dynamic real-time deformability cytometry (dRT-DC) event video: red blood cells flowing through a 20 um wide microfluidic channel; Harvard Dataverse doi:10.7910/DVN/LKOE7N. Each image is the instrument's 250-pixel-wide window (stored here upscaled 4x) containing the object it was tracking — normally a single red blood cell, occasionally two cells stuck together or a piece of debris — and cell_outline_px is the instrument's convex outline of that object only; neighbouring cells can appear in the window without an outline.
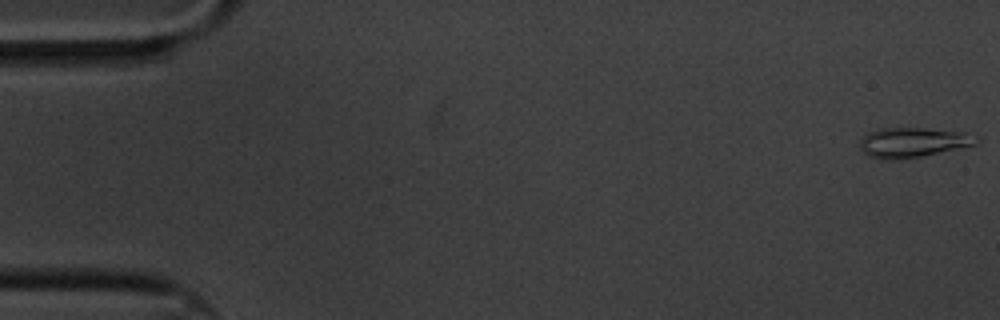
{"species": "common noctule bat (a hibernating species)", "species_latin": "Nyctalus noctula", "temperature_condition": "cold", "stored_images_in_passage": 18, "camera_frame_rate_fps": 3000, "um_per_image_px": 0.085, "animal": {"sex": "male", "body_mass_g": 20.1, "forearm_length_mm": 53.5}, "frame": {"image": 1, "passage_image": 1, "time_ms": 0.0, "image_size_px": [1000, 320], "cell_outline_px": [[980, 140], [976, 144], [920, 156], [892, 160], [880, 160], [868, 156], [860, 148], [860, 140], [868, 132], [880, 128], [924, 128], [964, 132]], "centroid_in_image_um": [77.52, 12.1], "position_along_channel_um": 7.5, "area_um2": 20.0}}